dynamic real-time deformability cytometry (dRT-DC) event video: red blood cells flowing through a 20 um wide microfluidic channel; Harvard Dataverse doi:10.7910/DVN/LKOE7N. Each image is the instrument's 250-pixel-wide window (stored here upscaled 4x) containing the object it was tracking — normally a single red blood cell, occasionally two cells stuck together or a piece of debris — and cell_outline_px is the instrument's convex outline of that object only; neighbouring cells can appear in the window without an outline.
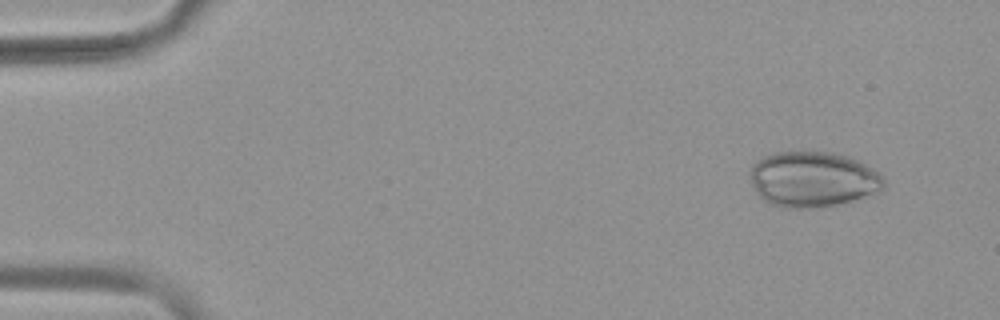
{"species": "common noctule bat (a hibernating species)", "species_latin": "Nyctalus noctula", "temperature_condition": "warm", "stored_images_in_passage": 53, "camera_frame_rate_fps": 3000, "um_per_image_px": 0.085, "animal": {"sex": "female", "body_mass_g": 19.9}, "frame": {"image": 1, "passage_image": 5, "time_ms": 1.333, "image_size_px": [1000, 320], "cell_outline_px": [[884, 188], [880, 192], [852, 200], [820, 208], [780, 208], [764, 200], [756, 192], [748, 176], [748, 172], [752, 164], [756, 160], [772, 152], [832, 152], [848, 156], [860, 160], [880, 172], [884, 180]], "centroid_in_image_um": [69.08, 15.23], "position_along_channel_um": 15.9, "area_um2": 43.93}}
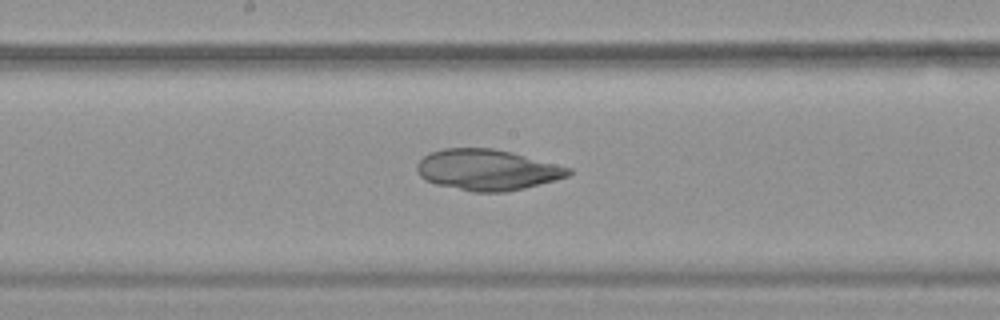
{"frame": {"image": 2, "passage_image": 29, "time_ms": 9.333, "image_size_px": [1000, 320], "cell_outline_px": [[572, 172], [568, 176], [556, 180], [524, 188], [504, 192], [472, 192], [436, 184], [424, 180], [420, 176], [416, 168], [416, 164], [424, 156], [432, 152], [444, 148], [492, 148], [572, 168]], "centroid_in_image_um": [41.39, 14.45], "position_along_channel_um": 206.8, "area_um2": 35.84}}
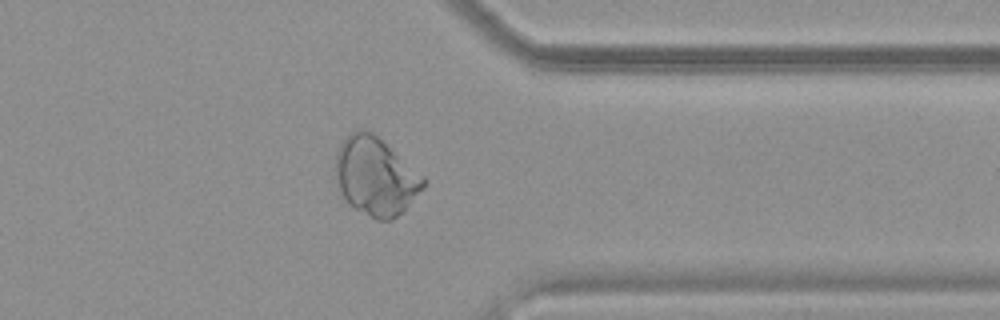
{"frame": {"image": 3, "passage_image": 43, "time_ms": 14.0, "image_size_px": [1000, 320], "cell_outline_px": [[424, 188], [392, 220], [376, 220], [348, 204], [340, 192], [332, 168], [336, 152], [340, 144], [356, 128], [368, 128], [424, 176]], "centroid_in_image_um": [31.86, 14.95], "position_along_channel_um": 379.5, "area_um2": 40.11}}